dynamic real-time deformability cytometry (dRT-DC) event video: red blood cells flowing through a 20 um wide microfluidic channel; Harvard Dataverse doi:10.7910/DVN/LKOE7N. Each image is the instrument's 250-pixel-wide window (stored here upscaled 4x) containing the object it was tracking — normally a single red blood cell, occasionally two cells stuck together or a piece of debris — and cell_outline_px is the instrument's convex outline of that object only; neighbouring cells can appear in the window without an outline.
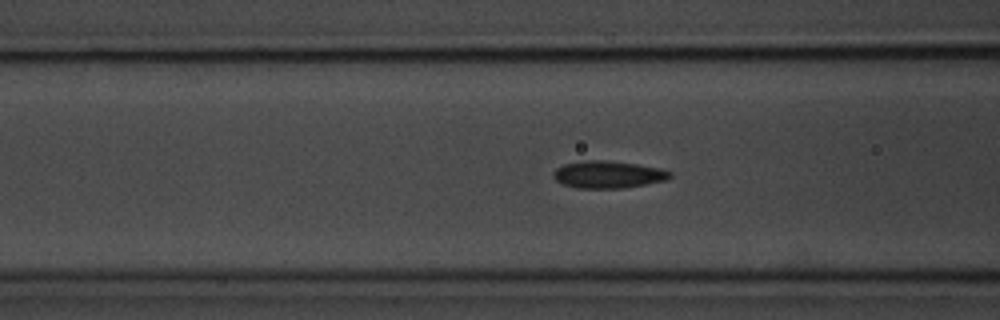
{"species": "common noctule bat (a hibernating species)", "species_latin": "Nyctalus noctula", "temperature_condition": "room temperature", "stored_images_in_passage": 34, "camera_frame_rate_fps": 3000, "um_per_image_px": 0.085, "animal": {"sex": "male", "body_mass_g": 20.1, "forearm_length_mm": 53.5}, "frame": {"image": 1, "passage_image": 7, "time_ms": 2.0, "image_size_px": [1000, 320], "cell_outline_px": [[672, 176], [664, 180], [644, 184], [620, 188], [576, 188], [564, 184], [556, 180], [552, 176], [556, 168], [564, 164], [584, 160], [608, 160], [636, 164], [660, 168], [672, 172]], "centroid_in_image_um": [51.66, 14.82], "position_along_channel_um": 114.9, "area_um2": 18.38}}
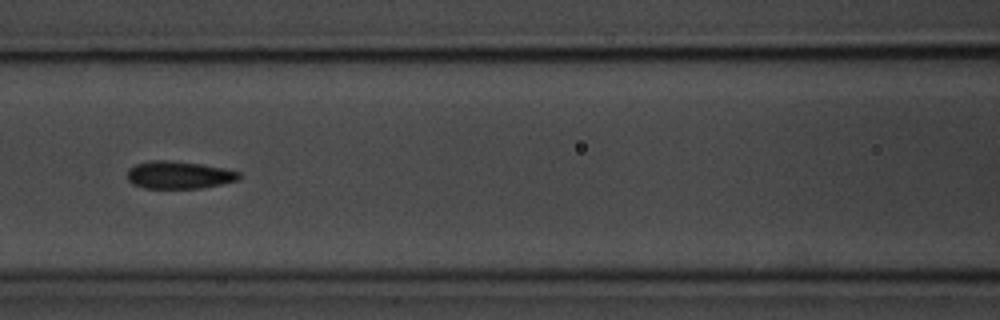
{"frame": {"image": 2, "passage_image": 10, "time_ms": 3.0, "image_size_px": [1000, 320], "cell_outline_px": [[244, 176], [240, 180], [204, 188], [144, 188], [132, 184], [128, 180], [128, 168], [136, 164], [152, 160], [168, 160], [200, 164], [224, 168], [240, 172]], "centroid_in_image_um": [15.25, 14.88], "position_along_channel_um": 151.3, "area_um2": 18.15}}
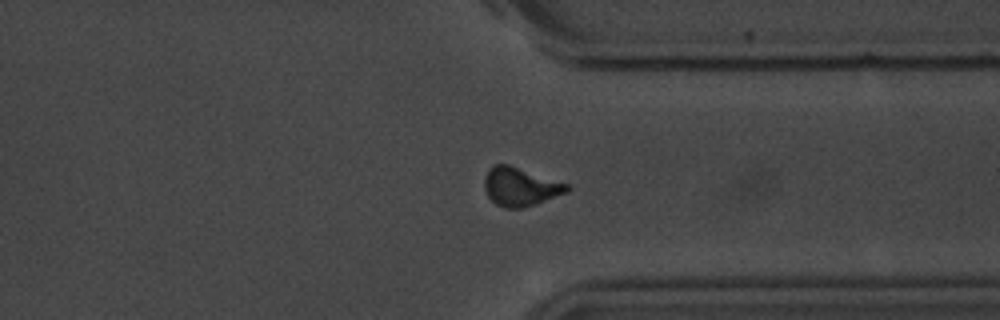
{"frame": {"image": 3, "passage_image": 28, "time_ms": 9.0, "image_size_px": [1000, 320], "cell_outline_px": [[572, 188], [568, 192], [536, 204], [520, 208], [504, 208], [496, 204], [488, 196], [484, 188], [484, 176], [488, 168], [496, 164], [508, 164], [568, 184]], "centroid_in_image_um": [44.22, 15.87], "position_along_channel_um": 367.2, "area_um2": 18.55}, "authors_computed_cell_mechanics": {"area_um2": 18.1492, "velocity_mm_per_s": 3.6144, "shape_relaxation_time_tau1_ms": 3.0909, "shape_relaxation_time_tau2_ms": 2.0661, "deformation_change_tau1": 0.1231, "deformation_change_tau2": 0.0734}}